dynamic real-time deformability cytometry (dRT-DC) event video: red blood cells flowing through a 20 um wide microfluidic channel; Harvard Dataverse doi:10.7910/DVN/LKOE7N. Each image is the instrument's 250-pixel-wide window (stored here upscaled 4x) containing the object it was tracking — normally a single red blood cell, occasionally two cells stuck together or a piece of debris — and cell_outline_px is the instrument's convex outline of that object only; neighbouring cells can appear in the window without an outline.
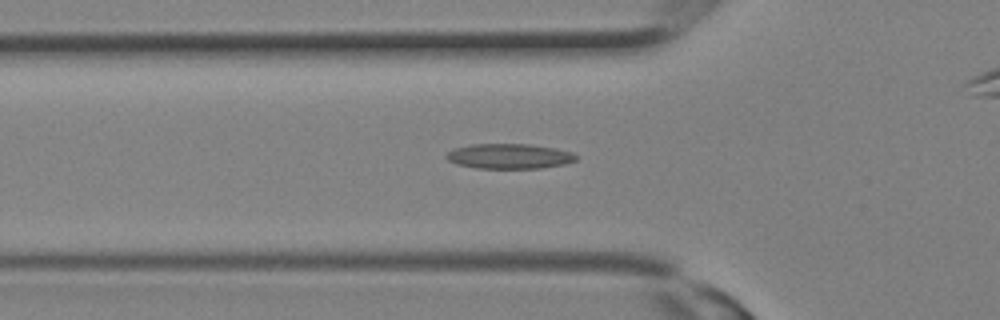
{"species": "Egyptian fruit bat (a non-hibernating species)", "species_latin": "Rousettus aegyptiacus", "temperature_condition": "room temperature", "stored_images_in_passage": 16, "camera_frame_rate_fps": 3000, "um_per_image_px": 0.085, "animal": {"sex": "female"}, "frame": {"image": 1, "passage_image": 10, "time_ms": 3.0, "image_size_px": [1000, 320], "cell_outline_px": [[576, 160], [564, 164], [540, 168], [476, 168], [456, 164], [448, 160], [444, 156], [452, 148], [472, 144], [528, 144], [556, 148], [572, 152], [576, 156]], "centroid_in_image_um": [43.25, 13.27], "position_along_channel_um": 82.6, "area_um2": 18.96}}
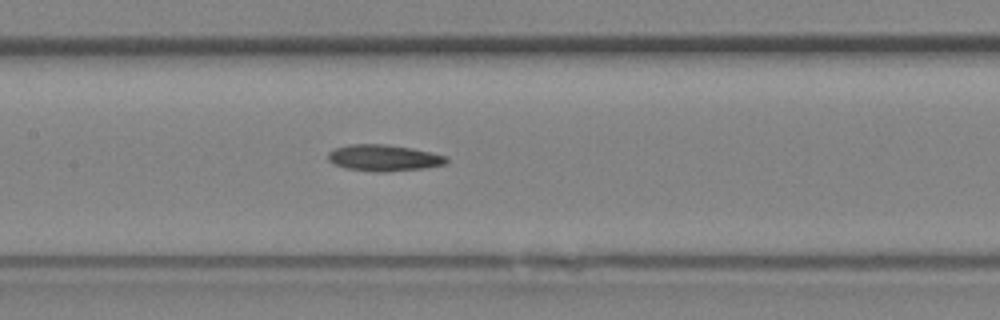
{"frame": {"image": 2, "passage_image": 14, "time_ms": 4.333, "image_size_px": [1000, 320], "cell_outline_px": [[448, 160], [444, 164], [424, 168], [384, 172], [376, 172], [344, 168], [332, 164], [328, 160], [328, 152], [336, 148], [348, 144], [384, 144], [412, 148], [432, 152], [448, 156]], "centroid_in_image_um": [32.6, 13.42], "position_along_channel_um": 174.8, "area_um2": 18.32}}
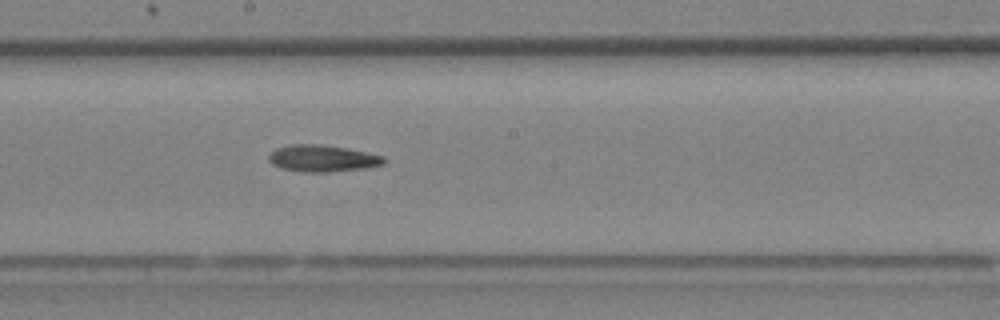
{"frame": {"image": 3, "passage_image": 16, "time_ms": 5.0, "image_size_px": [1000, 320], "cell_outline_px": [[388, 160], [384, 164], [364, 168], [328, 172], [304, 172], [284, 168], [272, 164], [268, 160], [268, 156], [276, 148], [292, 144], [320, 144], [348, 148], [384, 156]], "centroid_in_image_um": [27.44, 13.45], "position_along_channel_um": 220.8, "area_um2": 17.92}}